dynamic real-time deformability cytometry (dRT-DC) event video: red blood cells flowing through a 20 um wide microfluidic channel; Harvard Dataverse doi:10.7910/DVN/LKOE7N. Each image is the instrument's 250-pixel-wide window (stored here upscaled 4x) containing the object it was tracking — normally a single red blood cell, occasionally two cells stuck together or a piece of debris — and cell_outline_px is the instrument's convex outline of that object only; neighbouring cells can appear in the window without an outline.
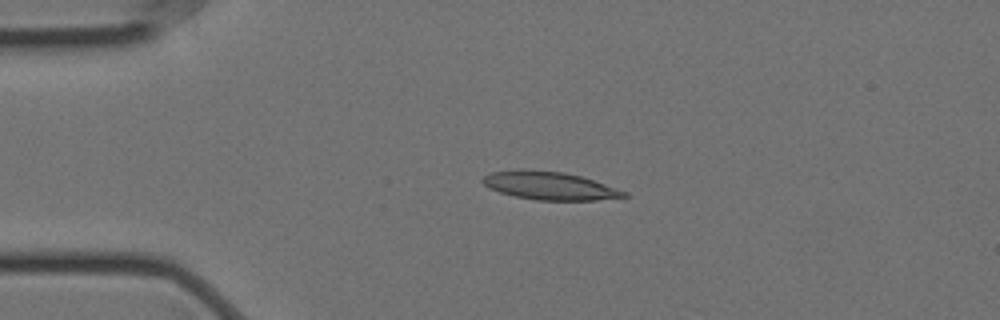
{"species": "Egyptian fruit bat (a non-hibernating species)", "species_latin": "Rousettus aegyptiacus", "temperature_condition": "cold", "stored_images_in_passage": 5, "camera_frame_rate_fps": 3000, "um_per_image_px": 0.085, "animal": {"sex": "female"}, "frame": {"image": 1, "passage_image": 4, "time_ms": 1.0, "image_size_px": [1000, 320], "cell_outline_px": [[628, 196], [596, 200], [536, 200], [516, 196], [500, 192], [488, 188], [480, 180], [484, 176], [492, 172], [516, 168], [524, 168], [564, 172], [580, 176], [628, 192]], "centroid_in_image_um": [46.66, 15.77], "position_along_channel_um": 38.3, "area_um2": 23.18}}